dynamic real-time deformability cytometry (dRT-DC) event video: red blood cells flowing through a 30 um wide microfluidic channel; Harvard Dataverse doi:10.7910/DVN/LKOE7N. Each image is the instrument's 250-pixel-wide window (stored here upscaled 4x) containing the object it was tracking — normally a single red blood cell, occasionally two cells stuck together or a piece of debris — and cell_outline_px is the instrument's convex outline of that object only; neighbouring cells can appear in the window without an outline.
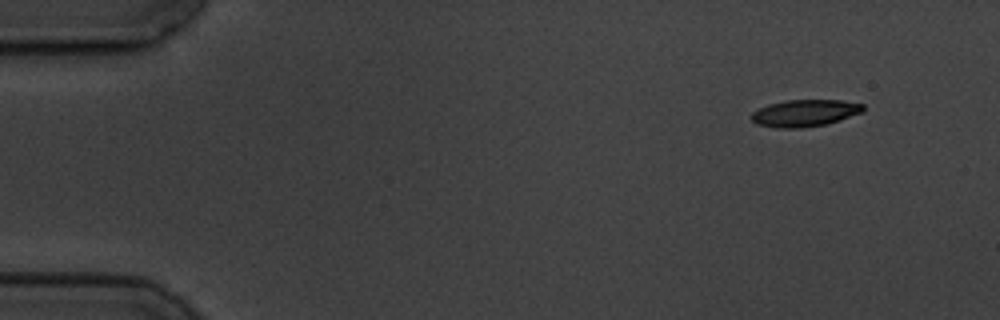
{"species": "common noctule bat (a hibernating species)", "species_latin": "Nyctalus noctula", "temperature_condition": "cold", "stored_images_in_passage": 10, "camera_frame_rate_fps": 3000, "um_per_image_px": 0.085, "animal": {"sex": "male", "body_mass_g": 19.5, "forearm_length_mm": 54.6}, "frame": {"image": 1, "passage_image": 1, "time_ms": 0.0, "image_size_px": [1000, 320], "cell_outline_px": [[864, 112], [840, 120], [824, 124], [800, 128], [776, 128], [756, 124], [748, 116], [752, 112], [768, 104], [788, 100], [840, 100], [864, 104]], "centroid_in_image_um": [68.39, 9.61], "position_along_channel_um": 16.6, "area_um2": 17.63}}
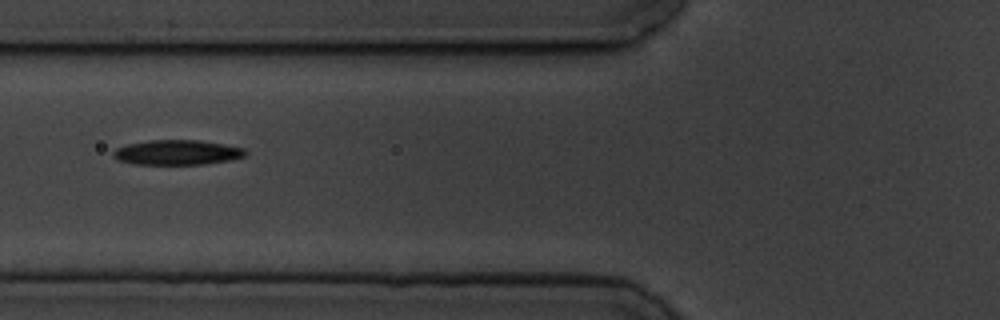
{"frame": {"image": 2, "passage_image": 6, "time_ms": 5.667, "image_size_px": [1000, 320], "cell_outline_px": [[248, 152], [244, 156], [232, 160], [204, 164], [132, 164], [116, 160], [112, 156], [112, 152], [116, 148], [128, 144], [148, 140], [200, 140], [224, 144], [244, 148]], "centroid_in_image_um": [15.04, 12.96], "position_along_channel_um": 110.8, "area_um2": 19.36}}
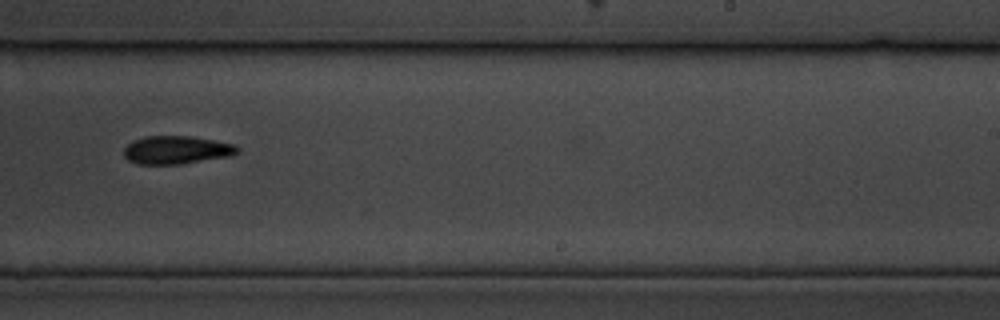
{"frame": {"image": 3, "passage_image": 10, "time_ms": 10.333, "image_size_px": [1000, 320], "cell_outline_px": [[240, 148], [232, 156], [180, 164], [136, 164], [128, 160], [124, 156], [124, 148], [132, 140], [144, 136], [192, 136], [236, 144]], "centroid_in_image_um": [15.0, 12.74], "position_along_channel_um": 274.0, "area_um2": 18.79}}